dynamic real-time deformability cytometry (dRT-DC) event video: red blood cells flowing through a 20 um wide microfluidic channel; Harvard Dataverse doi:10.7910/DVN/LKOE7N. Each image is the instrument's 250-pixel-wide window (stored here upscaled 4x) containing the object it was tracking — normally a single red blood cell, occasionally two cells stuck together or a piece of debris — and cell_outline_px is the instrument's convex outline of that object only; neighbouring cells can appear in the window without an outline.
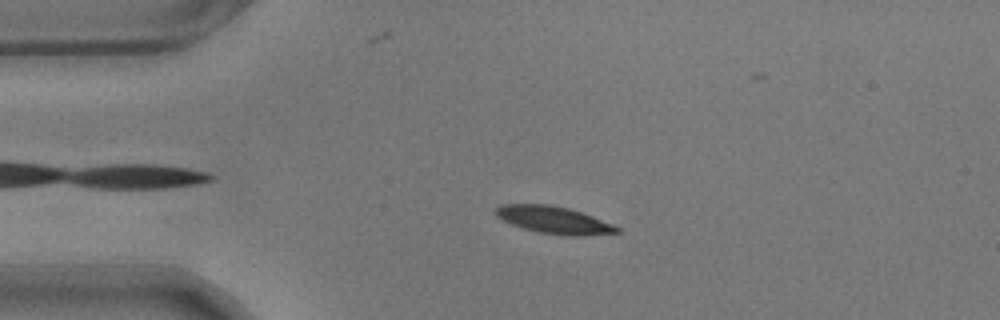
{"species": "common noctule bat (a hibernating species)", "species_latin": "Nyctalus noctula", "temperature_condition": "warm", "stored_images_in_passage": 58, "camera_frame_rate_fps": 3000, "um_per_image_px": 0.085, "animal": {"sex": "male", "body_mass_g": 17.9}, "frame": {"image": 1, "passage_image": 12, "time_ms": 3.667, "image_size_px": [1000, 320], "cell_outline_px": [[620, 232], [584, 236], [568, 236], [540, 232], [524, 228], [512, 224], [496, 216], [496, 208], [500, 204], [548, 204], [568, 208], [592, 216], [612, 224], [620, 228]], "centroid_in_image_um": [47.09, 18.7], "position_along_channel_um": 37.9, "area_um2": 19.02}}
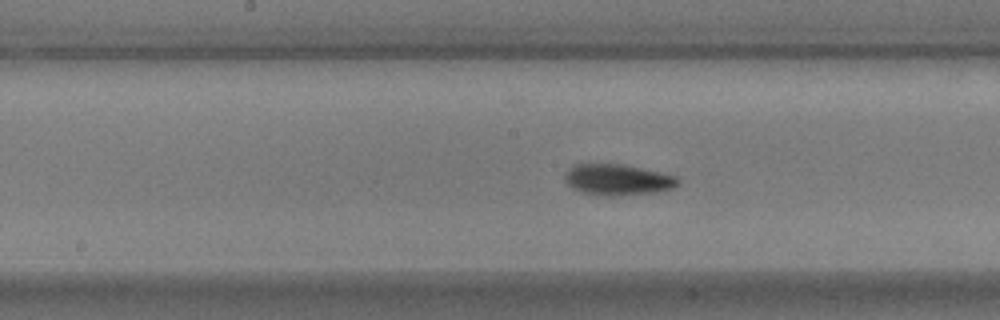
{"frame": {"image": 2, "passage_image": 28, "time_ms": 9.0, "image_size_px": [1000, 320], "cell_outline_px": [[680, 184], [672, 188], [656, 192], [620, 196], [608, 196], [584, 192], [572, 188], [564, 180], [564, 172], [568, 168], [576, 164], [624, 164], [660, 172], [676, 176], [680, 180]], "centroid_in_image_um": [52.5, 15.27], "position_along_channel_um": 195.7, "area_um2": 20.58}}
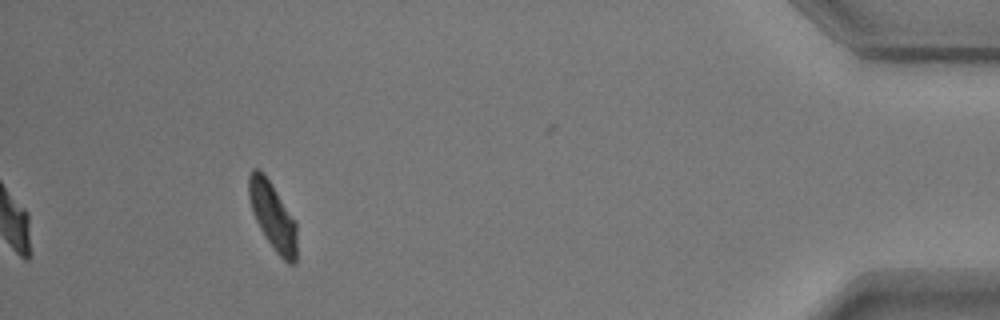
{"frame": {"image": 3, "passage_image": 52, "time_ms": 17.0, "image_size_px": [1000, 320], "cell_outline_px": [[296, 264], [288, 264], [276, 252], [260, 228], [252, 212], [248, 196], [248, 176], [252, 168], [256, 168], [268, 180], [296, 220]], "centroid_in_image_um": [23.18, 18.38], "position_along_channel_um": 412.0, "area_um2": 18.61}, "authors_computed_cell_mechanics": {"area_um2": 19.363, "velocity_mm_per_s": 3.4972, "shape_relaxation_time_tau1_ms": 3.0877, "shape_relaxation_time_tau2_ms": 4.676, "deformation_change_tau1": 0.1196, "deformation_change_tau2": 0.0706}}